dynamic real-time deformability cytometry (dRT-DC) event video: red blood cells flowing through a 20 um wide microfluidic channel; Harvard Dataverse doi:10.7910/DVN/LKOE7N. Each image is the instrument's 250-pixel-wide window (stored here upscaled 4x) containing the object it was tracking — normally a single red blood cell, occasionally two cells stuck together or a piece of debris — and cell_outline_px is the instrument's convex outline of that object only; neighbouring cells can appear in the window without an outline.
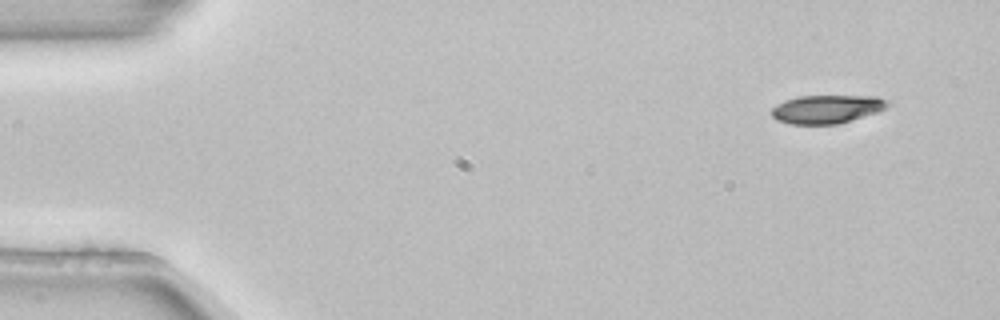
{"species": "common noctule bat (a hibernating species)", "species_latin": "Nyctalus noctula", "temperature_condition": "room temperature", "stored_images_in_passage": 3, "camera_frame_rate_fps": 3000, "um_per_image_px": 0.085, "animal": {"sex": "female", "body_mass_g": 22.7, "forearm_length_mm": 54.2}, "frame": {"image": 1, "passage_image": 1, "time_ms": 0.0, "image_size_px": [1000, 320], "cell_outline_px": [[892, 104], [888, 108], [880, 112], [836, 124], [788, 124], [776, 120], [772, 116], [772, 108], [776, 104], [784, 100], [800, 96], [876, 96], [888, 100]], "centroid_in_image_um": [70.32, 9.27], "position_along_channel_um": 14.7, "area_um2": 19.48}}